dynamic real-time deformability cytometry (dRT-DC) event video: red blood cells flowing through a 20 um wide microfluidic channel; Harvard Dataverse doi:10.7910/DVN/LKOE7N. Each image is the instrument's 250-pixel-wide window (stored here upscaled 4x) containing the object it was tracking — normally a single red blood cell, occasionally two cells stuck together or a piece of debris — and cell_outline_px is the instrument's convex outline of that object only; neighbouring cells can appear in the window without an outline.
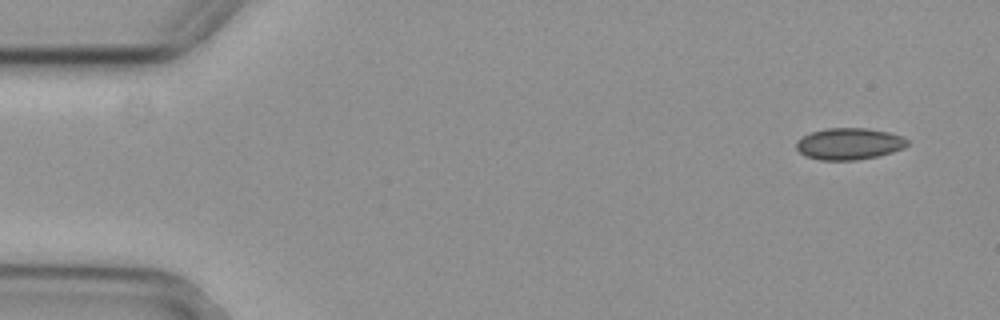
{"species": "common noctule bat (a hibernating species)", "species_latin": "Nyctalus noctula", "temperature_condition": "cold", "stored_images_in_passage": 5, "camera_frame_rate_fps": 3000, "um_per_image_px": 0.085, "animal": {"sex": "female", "body_mass_g": 29.2, "forearm_length_mm": 56.3}, "frame": {"image": 1, "passage_image": 1, "time_ms": 0.0, "image_size_px": [1000, 320], "cell_outline_px": [[908, 144], [904, 148], [892, 152], [876, 156], [856, 160], [820, 160], [804, 156], [796, 148], [796, 140], [812, 132], [828, 128], [868, 128], [888, 132], [900, 136], [908, 140]], "centroid_in_image_um": [72.16, 12.22], "position_along_channel_um": 12.8, "area_um2": 20.4}}
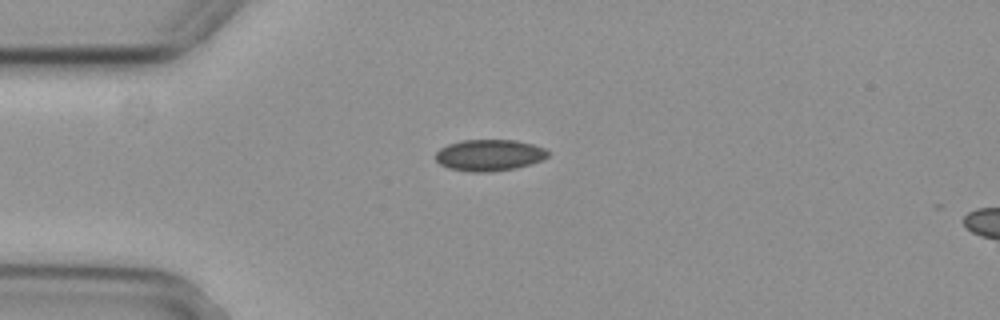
{"frame": {"image": 2, "passage_image": 4, "time_ms": 1.0, "image_size_px": [1000, 320], "cell_outline_px": [[548, 156], [544, 160], [516, 168], [488, 172], [468, 172], [448, 168], [440, 164], [436, 160], [436, 152], [440, 148], [448, 144], [460, 140], [516, 140], [532, 144], [544, 148], [548, 152]], "centroid_in_image_um": [41.58, 13.19], "position_along_channel_um": 43.4, "area_um2": 20.69}}